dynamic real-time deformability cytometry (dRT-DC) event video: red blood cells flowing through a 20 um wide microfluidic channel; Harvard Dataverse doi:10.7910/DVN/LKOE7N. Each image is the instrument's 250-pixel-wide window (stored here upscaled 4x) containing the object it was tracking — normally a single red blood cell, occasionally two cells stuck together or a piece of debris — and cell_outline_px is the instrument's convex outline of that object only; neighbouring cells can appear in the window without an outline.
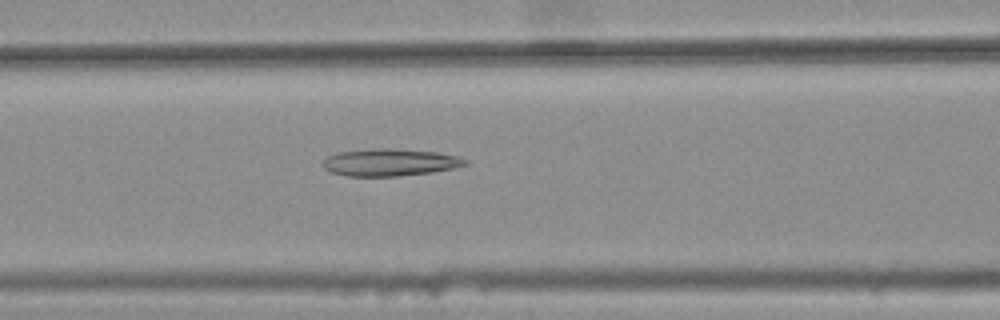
{"species": "common noctule bat (a hibernating species)", "species_latin": "Nyctalus noctula", "temperature_condition": "warm", "stored_images_in_passage": 46, "camera_frame_rate_fps": 3000, "um_per_image_px": 0.085, "animal": {"sex": "female", "body_mass_g": 25.1}, "frame": {"image": 1, "passage_image": 21, "time_ms": 6.667, "image_size_px": [1000, 320], "cell_outline_px": [[468, 164], [452, 168], [432, 172], [396, 176], [348, 176], [328, 172], [324, 168], [324, 160], [328, 156], [336, 152], [372, 148], [388, 148], [436, 152], [456, 156], [468, 160]], "centroid_in_image_um": [33.1, 13.8], "position_along_channel_um": 133.5, "area_um2": 22.54}}
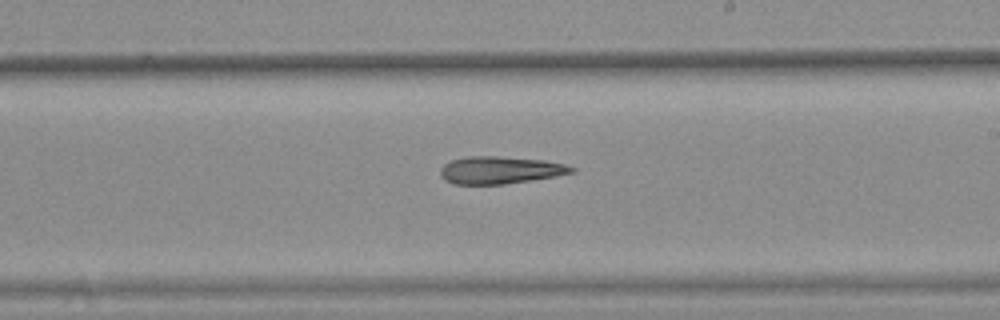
{"frame": {"image": 2, "passage_image": 30, "time_ms": 9.667, "image_size_px": [1000, 320], "cell_outline_px": [[576, 172], [556, 176], [532, 180], [504, 184], [456, 184], [444, 180], [440, 176], [440, 168], [444, 164], [452, 160], [468, 156], [496, 156], [544, 160], [564, 164], [576, 168]], "centroid_in_image_um": [42.51, 14.46], "position_along_channel_um": 246.5, "area_um2": 20.98}}
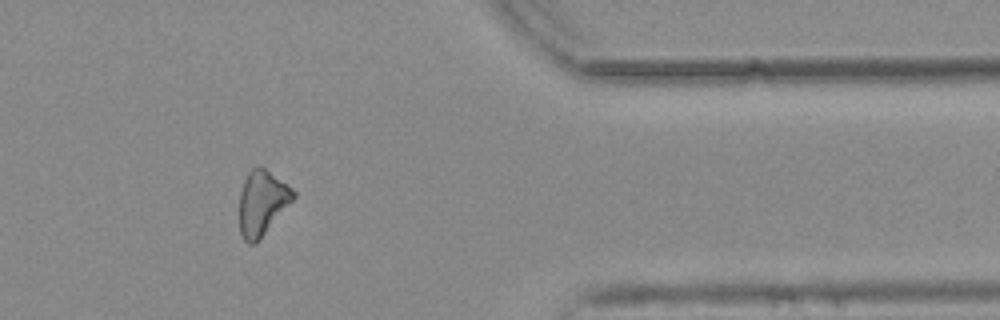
{"frame": {"image": 3, "passage_image": 43, "time_ms": 14.0, "image_size_px": [1000, 320], "cell_outline_px": [[296, 196], [256, 244], [248, 244], [244, 240], [240, 232], [240, 192], [244, 180], [248, 172], [256, 164], [264, 168], [292, 188], [296, 192]], "centroid_in_image_um": [22.27, 17.24], "position_along_channel_um": 389.1, "area_um2": 20.23}}